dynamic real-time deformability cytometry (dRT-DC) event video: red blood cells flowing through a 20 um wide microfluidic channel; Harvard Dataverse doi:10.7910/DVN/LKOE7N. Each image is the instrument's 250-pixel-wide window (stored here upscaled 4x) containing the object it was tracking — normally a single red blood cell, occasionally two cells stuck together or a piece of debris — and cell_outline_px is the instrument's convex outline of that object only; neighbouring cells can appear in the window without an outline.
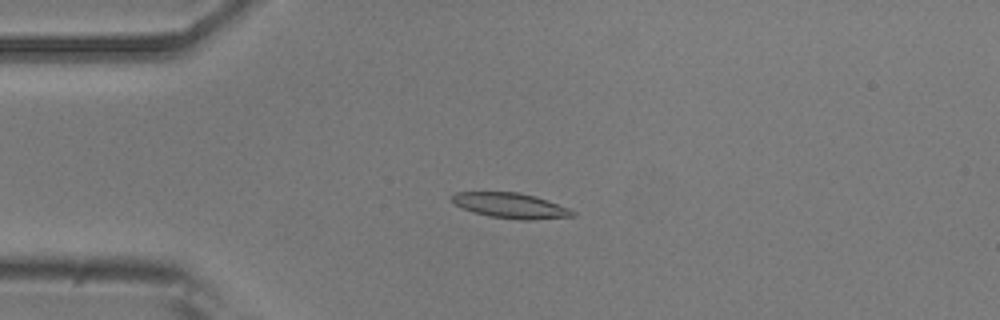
{"species": "common noctule bat (a hibernating species)", "species_latin": "Nyctalus noctula", "temperature_condition": "room temperature", "stored_images_in_passage": 53, "camera_frame_rate_fps": 3000, "um_per_image_px": 0.085, "animal": {"sex": "male", "body_mass_g": 20.5, "forearm_length_mm": 52.5}, "frame": {"image": 1, "passage_image": 13, "time_ms": 4.0, "image_size_px": [1000, 320], "cell_outline_px": [[576, 216], [532, 220], [520, 220], [488, 216], [472, 212], [456, 204], [448, 196], [456, 192], [520, 192], [536, 196], [568, 208], [576, 212]], "centroid_in_image_um": [43.4, 17.47], "position_along_channel_um": 41.6, "area_um2": 17.86}}
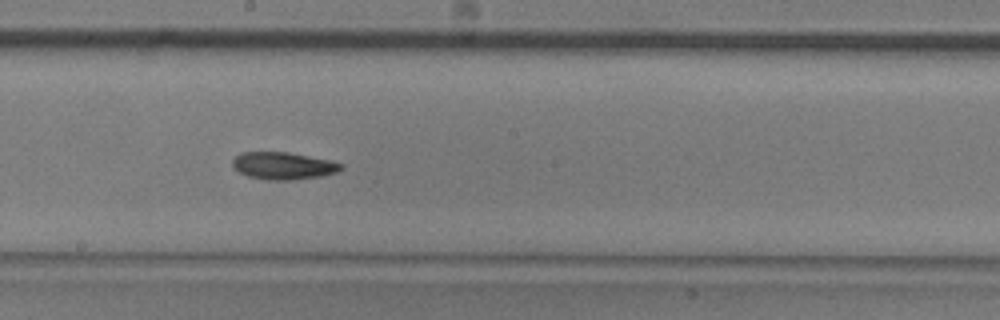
{"frame": {"image": 2, "passage_image": 29, "time_ms": 9.333, "image_size_px": [1000, 320], "cell_outline_px": [[344, 168], [336, 172], [320, 176], [296, 180], [268, 180], [248, 176], [232, 168], [232, 160], [240, 152], [288, 152], [332, 160], [344, 164]], "centroid_in_image_um": [24.09, 14.09], "position_along_channel_um": 224.1, "area_um2": 17.46}}
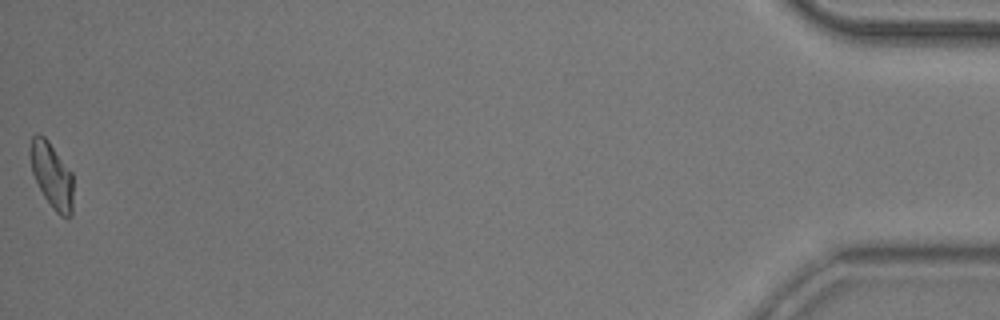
{"frame": {"image": 3, "passage_image": 53, "time_ms": 17.333, "image_size_px": [1000, 320], "cell_outline_px": [[72, 216], [60, 216], [52, 208], [44, 196], [32, 172], [28, 152], [32, 136], [36, 132], [44, 136], [48, 140], [72, 172]], "centroid_in_image_um": [4.38, 14.86], "position_along_channel_um": 430.8, "area_um2": 16.47}, "authors_computed_cell_mechanics": {"area_um2": 17.2244, "velocity_mm_per_s": 3.8209, "shape_relaxation_time_tau1_ms": 7.9368, "shape_relaxation_time_tau2_ms": 6.4373, "deformation_change_tau1": 0.1855, "deformation_change_tau2": 0.1269}}